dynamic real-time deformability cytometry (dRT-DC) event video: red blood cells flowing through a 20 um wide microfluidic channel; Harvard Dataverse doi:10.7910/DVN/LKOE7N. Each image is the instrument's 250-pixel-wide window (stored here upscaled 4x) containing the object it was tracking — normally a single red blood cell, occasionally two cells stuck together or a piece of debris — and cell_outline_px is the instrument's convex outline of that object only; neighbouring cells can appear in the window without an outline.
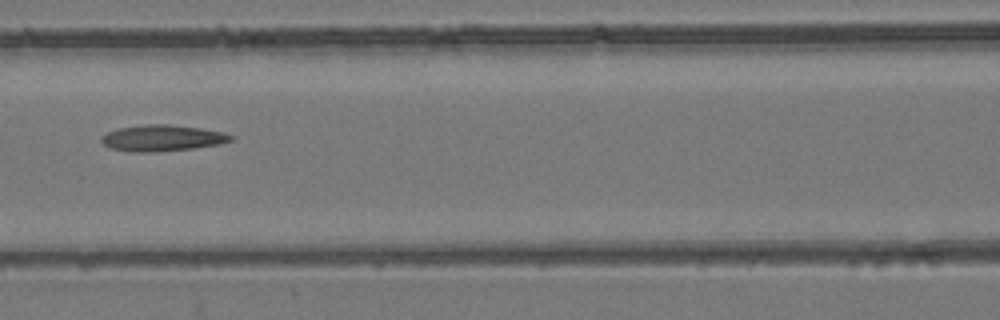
{"species": "common noctule bat (a hibernating species)", "species_latin": "Nyctalus noctula", "temperature_condition": "room temperature", "stored_images_in_passage": 8, "camera_frame_rate_fps": 3000, "um_per_image_px": 0.085, "animal": {"sex": "female", "body_mass_g": 24.6, "forearm_length_mm": 56.2}, "frame": {"image": 1, "passage_image": 8, "time_ms": 2.333, "image_size_px": [1000, 320], "cell_outline_px": [[236, 136], [232, 140], [220, 144], [192, 148], [152, 152], [132, 152], [108, 148], [100, 140], [100, 136], [116, 128], [148, 124], [168, 124], [200, 128], [224, 132]], "centroid_in_image_um": [13.77, 11.73], "position_along_channel_um": 152.8, "area_um2": 19.88}}